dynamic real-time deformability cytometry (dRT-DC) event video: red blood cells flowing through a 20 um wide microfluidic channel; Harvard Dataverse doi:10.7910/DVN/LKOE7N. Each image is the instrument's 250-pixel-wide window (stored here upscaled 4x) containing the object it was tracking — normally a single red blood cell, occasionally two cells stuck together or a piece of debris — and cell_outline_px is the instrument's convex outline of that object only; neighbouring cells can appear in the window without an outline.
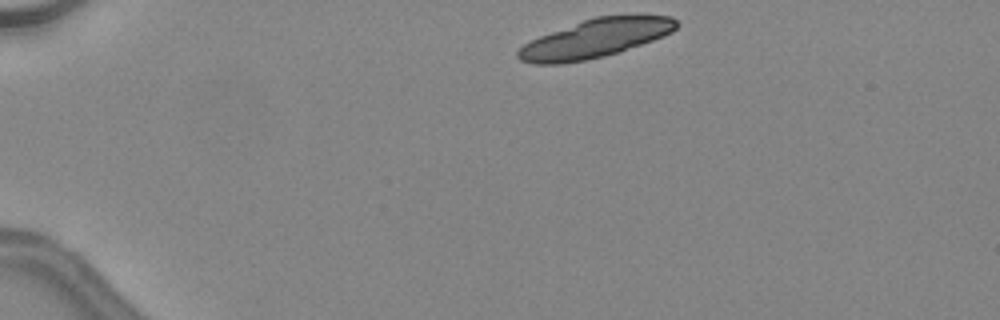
{"species": "common noctule bat (a hibernating species)", "species_latin": "Nyctalus noctula", "temperature_condition": "warm", "stored_images_in_passage": 5, "camera_frame_rate_fps": 3000, "um_per_image_px": 0.085, "animal": {"sex": "female", "body_mass_g": 24.6, "forearm_length_mm": 56.2}, "frame": {"image": 1, "passage_image": 1, "time_ms": 0.0, "image_size_px": [1000, 320], "cell_outline_px": [[680, 24], [672, 32], [664, 36], [620, 52], [604, 56], [584, 60], [560, 64], [532, 64], [520, 60], [516, 56], [516, 52], [524, 44], [540, 36], [584, 20], [596, 16], [672, 16]], "centroid_in_image_um": [50.6, 3.29], "position_along_channel_um": 34.4, "area_um2": 35.14}}